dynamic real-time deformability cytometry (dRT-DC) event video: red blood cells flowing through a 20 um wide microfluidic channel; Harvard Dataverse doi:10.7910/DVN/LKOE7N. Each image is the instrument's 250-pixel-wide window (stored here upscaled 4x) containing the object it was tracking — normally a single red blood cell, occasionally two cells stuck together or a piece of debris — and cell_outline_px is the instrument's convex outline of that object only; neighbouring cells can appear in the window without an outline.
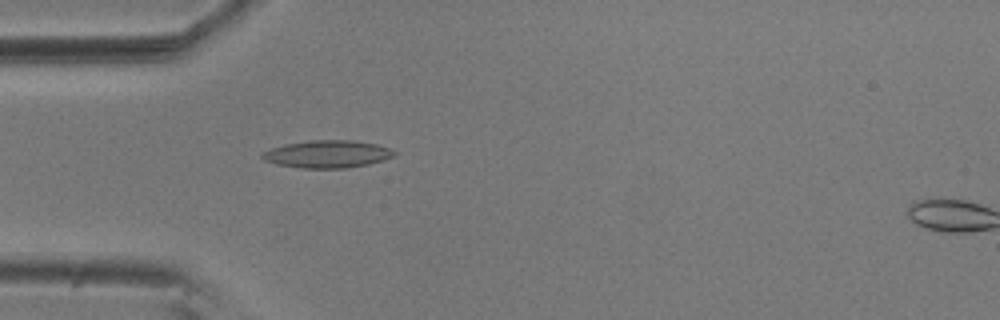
{"species": "common noctule bat (a hibernating species)", "species_latin": "Nyctalus noctula", "temperature_condition": "room temperature", "stored_images_in_passage": 50, "camera_frame_rate_fps": 3000, "um_per_image_px": 0.085, "animal": {"sex": "male", "body_mass_g": 20.5, "forearm_length_mm": 52.5}, "frame": {"image": 1, "passage_image": 11, "time_ms": 3.333, "image_size_px": [1000, 320], "cell_outline_px": [[396, 152], [392, 156], [384, 160], [368, 164], [344, 168], [300, 168], [276, 164], [264, 160], [260, 156], [260, 152], [284, 144], [308, 140], [352, 140], [376, 144], [388, 148]], "centroid_in_image_um": [27.77, 13.09], "position_along_channel_um": 57.2, "area_um2": 21.15}}
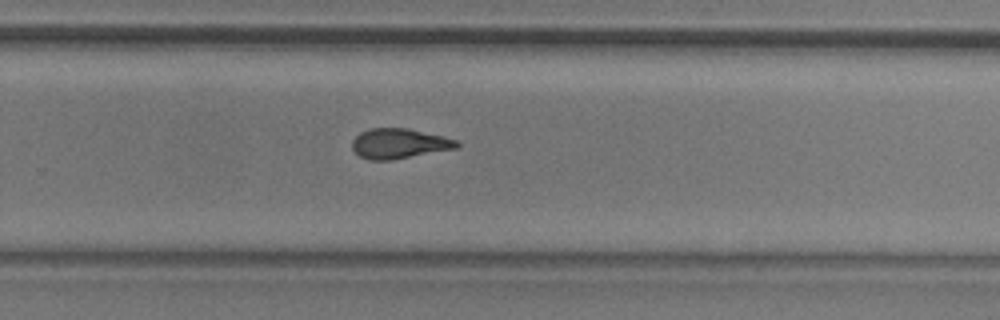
{"frame": {"image": 2, "passage_image": 31, "time_ms": 10.0, "image_size_px": [1000, 320], "cell_outline_px": [[460, 144], [456, 148], [392, 160], [368, 160], [360, 156], [352, 148], [352, 140], [360, 132], [368, 128], [408, 128], [444, 136], [456, 140]], "centroid_in_image_um": [33.91, 12.19], "position_along_channel_um": 295.9, "area_um2": 18.32}}
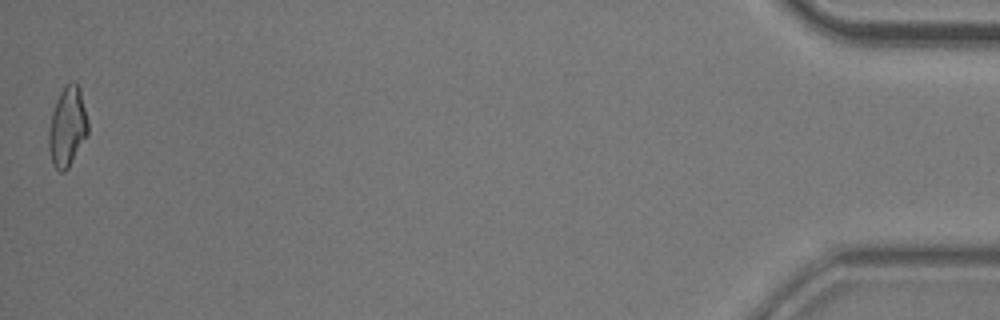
{"frame": {"image": 3, "passage_image": 50, "time_ms": 16.333, "image_size_px": [1000, 320], "cell_outline_px": [[88, 136], [68, 168], [64, 172], [60, 172], [52, 164], [48, 148], [48, 128], [52, 112], [56, 100], [64, 84], [72, 80], [76, 80], [80, 88], [88, 120]], "centroid_in_image_um": [5.73, 10.75], "position_along_channel_um": 429.5, "area_um2": 18.73}, "authors_computed_cell_mechanics": {"area_um2": 18.4093, "velocity_mm_per_s": 3.6239, "shape_relaxation_time_tau1_ms": 8.2469, "shape_relaxation_time_tau2_ms": 2.9306, "deformation_change_tau1": 0.2149, "deformation_change_tau2": 0.116}}